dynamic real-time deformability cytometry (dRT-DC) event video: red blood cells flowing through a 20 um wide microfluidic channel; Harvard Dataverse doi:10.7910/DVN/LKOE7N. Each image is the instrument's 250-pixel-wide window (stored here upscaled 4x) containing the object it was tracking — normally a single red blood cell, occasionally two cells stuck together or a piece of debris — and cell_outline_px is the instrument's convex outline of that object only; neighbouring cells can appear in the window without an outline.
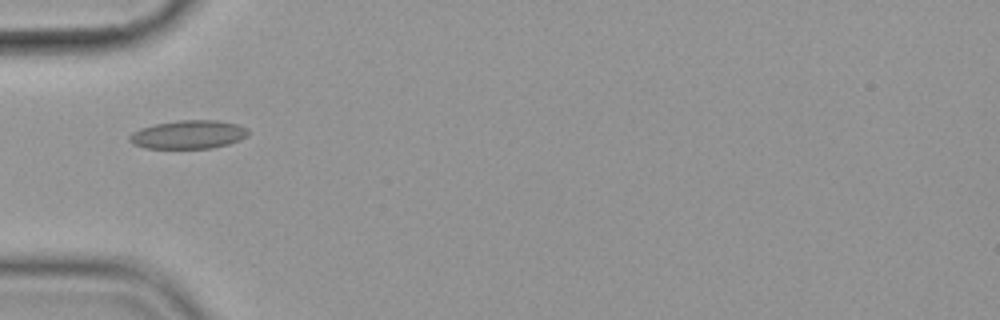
{"species": "common noctule bat (a hibernating species)", "species_latin": "Nyctalus noctula", "temperature_condition": "cold", "stored_images_in_passage": 11, "camera_frame_rate_fps": 3000, "um_per_image_px": 0.085, "animal": {"sex": "female", "body_mass_g": 19.9}, "frame": {"image": 1, "passage_image": 1, "time_ms": 0.0, "image_size_px": [1000, 320], "cell_outline_px": [[248, 136], [240, 140], [228, 144], [212, 148], [144, 148], [132, 144], [128, 140], [128, 136], [132, 132], [140, 128], [156, 124], [180, 120], [216, 120], [236, 124], [248, 128]], "centroid_in_image_um": [16.0, 11.44], "position_along_channel_um": 69.0, "area_um2": 19.77}}
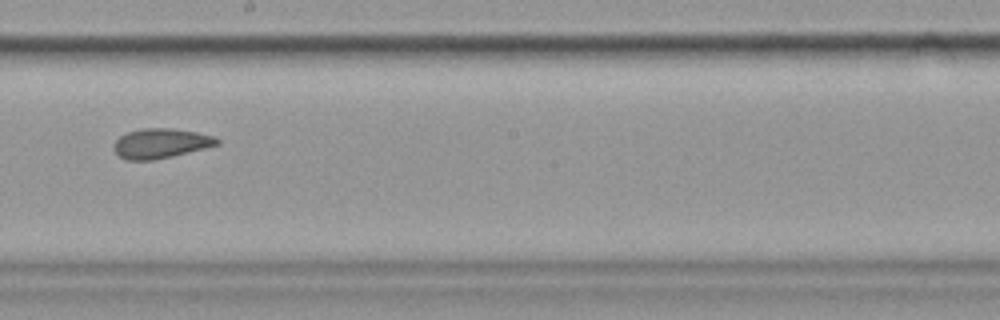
{"frame": {"image": 2, "passage_image": 5, "time_ms": 4.667, "image_size_px": [1000, 320], "cell_outline_px": [[220, 144], [156, 160], [124, 160], [112, 148], [112, 144], [120, 136], [128, 132], [140, 128], [172, 128], [196, 132], [212, 136], [220, 140]], "centroid_in_image_um": [13.62, 12.19], "position_along_channel_um": 234.6, "area_um2": 17.92}}
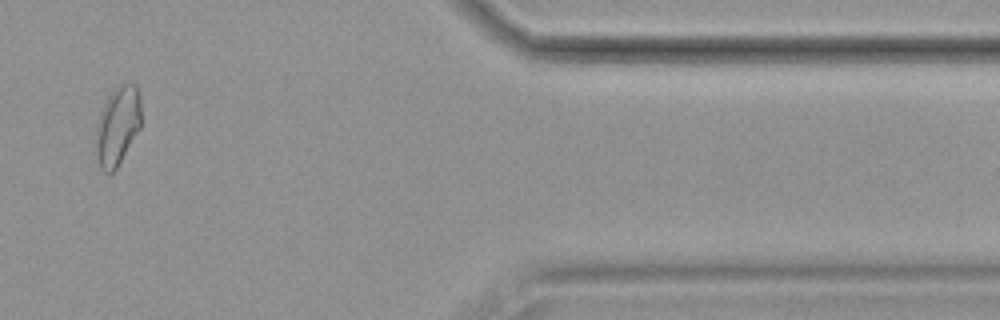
{"frame": {"image": 3, "passage_image": 9, "time_ms": 10.333, "image_size_px": [1000, 320], "cell_outline_px": [[140, 128], [116, 168], [112, 172], [104, 172], [100, 168], [96, 160], [96, 124], [100, 112], [108, 96], [120, 84], [136, 84], [140, 96]], "centroid_in_image_um": [9.97, 10.7], "position_along_channel_um": 401.4, "area_um2": 20.63}, "authors_computed_cell_mechanics": {"area_um2": 18.1492, "velocity_mm_per_s": 3.5605, "shape_relaxation_time_tau1_ms": 4.4219, "shape_relaxation_time_tau2_ms": null, "deformation_change_tau1": 0.0944, "deformation_change_tau2": null}}